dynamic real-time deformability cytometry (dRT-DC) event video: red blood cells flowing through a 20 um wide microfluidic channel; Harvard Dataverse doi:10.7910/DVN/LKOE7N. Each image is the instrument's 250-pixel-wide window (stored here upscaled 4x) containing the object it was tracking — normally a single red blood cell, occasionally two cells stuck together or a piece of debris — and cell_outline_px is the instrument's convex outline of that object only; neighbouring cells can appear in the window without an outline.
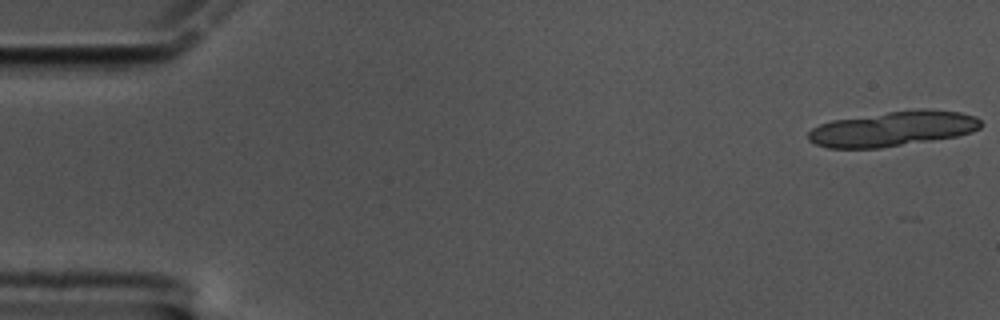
{"species": "common noctule bat (a hibernating species)", "species_latin": "Nyctalus noctula", "temperature_condition": "cold", "stored_images_in_passage": 20, "camera_frame_rate_fps": 3000, "um_per_image_px": 0.085, "animal": {"sex": "male", "body_mass_g": 17.5, "forearm_length_mm": 52.3}, "frame": {"image": 1, "passage_image": 1, "time_ms": 0.0, "image_size_px": [1000, 320], "cell_outline_px": [[984, 124], [980, 128], [972, 132], [956, 136], [932, 140], [880, 148], [828, 148], [816, 144], [808, 140], [808, 132], [812, 128], [820, 124], [832, 120], [916, 108], [928, 108], [960, 112], [976, 116]], "centroid_in_image_um": [75.92, 10.93], "position_along_channel_um": 9.1, "area_um2": 35.43}}